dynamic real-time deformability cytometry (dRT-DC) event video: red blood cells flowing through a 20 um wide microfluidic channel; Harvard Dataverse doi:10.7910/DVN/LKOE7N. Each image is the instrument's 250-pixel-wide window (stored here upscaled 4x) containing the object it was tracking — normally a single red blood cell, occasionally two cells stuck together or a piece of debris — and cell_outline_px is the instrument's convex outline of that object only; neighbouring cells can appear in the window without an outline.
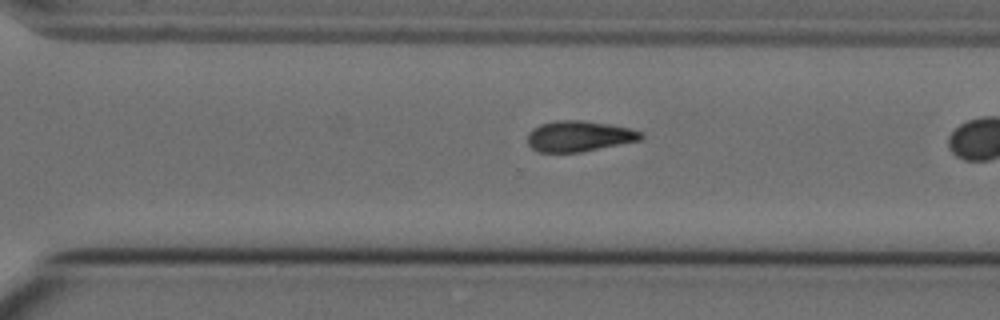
{"species": "Egyptian fruit bat (a non-hibernating species)", "species_latin": "Rousettus aegyptiacus", "temperature_condition": "cold", "stored_images_in_passage": 43, "camera_frame_rate_fps": 3000, "um_per_image_px": 0.085, "animal": {"sex": "female"}, "frame": {"image": 1, "passage_image": 39, "time_ms": 12.667, "image_size_px": [1000, 320], "cell_outline_px": [[644, 136], [640, 140], [580, 152], [540, 152], [532, 148], [528, 144], [528, 132], [532, 128], [540, 124], [556, 120], [580, 120], [608, 124], [628, 128], [644, 132]], "centroid_in_image_um": [49.2, 11.57], "position_along_channel_um": 321.4, "area_um2": 20.23}}
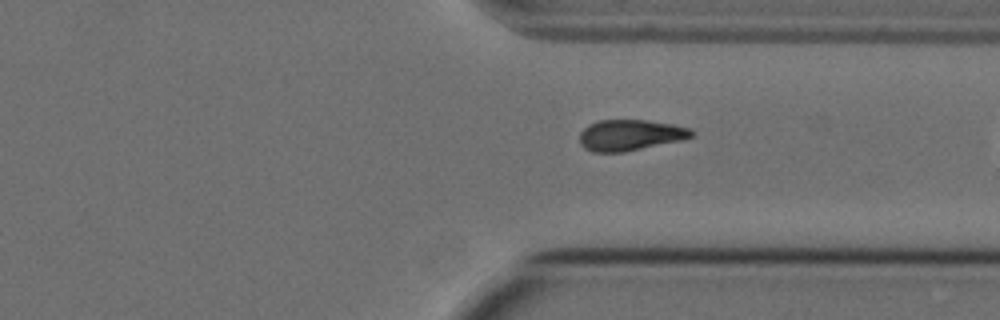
{"frame": {"image": 2, "passage_image": 42, "time_ms": 13.667, "image_size_px": [1000, 320], "cell_outline_px": [[696, 132], [692, 136], [680, 140], [624, 152], [592, 152], [584, 148], [580, 144], [580, 132], [588, 124], [600, 120], [648, 120], [672, 124], [692, 128]], "centroid_in_image_um": [53.56, 11.48], "position_along_channel_um": 357.8, "area_um2": 20.23}}